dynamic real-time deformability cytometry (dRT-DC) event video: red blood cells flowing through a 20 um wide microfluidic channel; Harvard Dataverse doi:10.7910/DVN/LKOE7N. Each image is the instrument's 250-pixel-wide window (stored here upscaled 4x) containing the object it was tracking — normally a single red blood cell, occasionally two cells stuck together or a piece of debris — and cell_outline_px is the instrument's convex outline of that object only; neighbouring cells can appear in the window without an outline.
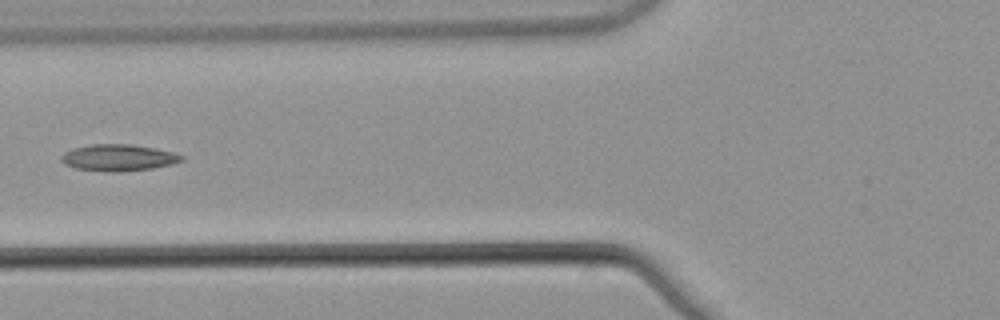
{"species": "common noctule bat (a hibernating species)", "species_latin": "Nyctalus noctula", "temperature_condition": "warm", "stored_images_in_passage": 6, "camera_frame_rate_fps": 3000, "um_per_image_px": 0.085, "animal": {"sex": "male", "body_mass_g": 21.5, "forearm_length_mm": 52.0}, "frame": {"image": 1, "passage_image": 6, "time_ms": 1.667, "image_size_px": [1000, 320], "cell_outline_px": [[184, 160], [172, 164], [152, 168], [120, 172], [104, 172], [76, 168], [64, 164], [60, 160], [60, 156], [64, 152], [72, 148], [92, 144], [132, 144], [172, 152], [184, 156]], "centroid_in_image_um": [10.02, 13.4], "position_along_channel_um": 115.8, "area_um2": 18.73}}